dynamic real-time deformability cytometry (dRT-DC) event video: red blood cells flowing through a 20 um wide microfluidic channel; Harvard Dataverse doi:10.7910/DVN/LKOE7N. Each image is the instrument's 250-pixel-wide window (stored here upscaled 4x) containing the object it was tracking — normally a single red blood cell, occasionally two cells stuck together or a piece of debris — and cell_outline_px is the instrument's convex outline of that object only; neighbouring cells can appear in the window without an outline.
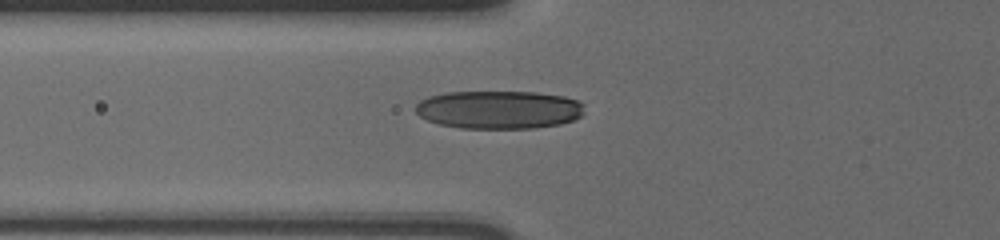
{"species": "human", "species_latin": "Homo sapiens", "temperature_condition": "cold", "stored_images_in_passage": 37, "camera_frame_rate_fps": 3000, "um_per_image_px": 0.085, "donor": {"sex": "male"}, "frame": {"image": 1, "passage_image": 2, "time_ms": 0.333, "image_size_px": [1000, 240], "cell_outline_px": [[584, 112], [580, 116], [572, 120], [560, 124], [536, 128], [460, 128], [440, 124], [428, 120], [420, 116], [416, 112], [416, 104], [420, 100], [428, 96], [444, 92], [536, 92], [564, 96], [576, 100], [584, 104]], "centroid_in_image_um": [42.4, 9.32], "position_along_channel_um": 83.4, "area_um2": 37.69}}
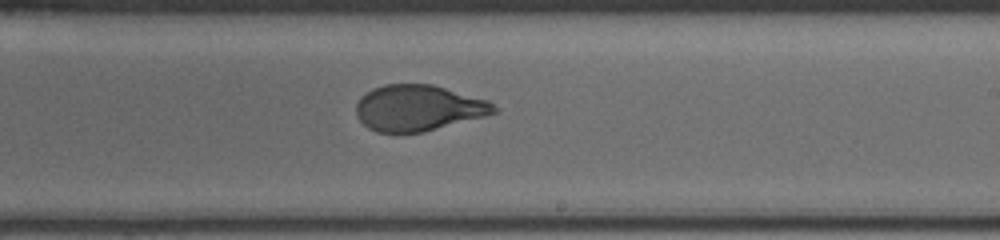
{"frame": {"image": 2, "passage_image": 16, "time_ms": 5.0, "image_size_px": [1000, 240], "cell_outline_px": [[500, 108], [496, 112], [484, 116], [424, 132], [376, 132], [368, 128], [356, 116], [356, 104], [360, 96], [372, 88], [384, 84], [432, 84], [488, 100]], "centroid_in_image_um": [35.54, 9.17], "position_along_channel_um": 253.5, "area_um2": 36.99}}
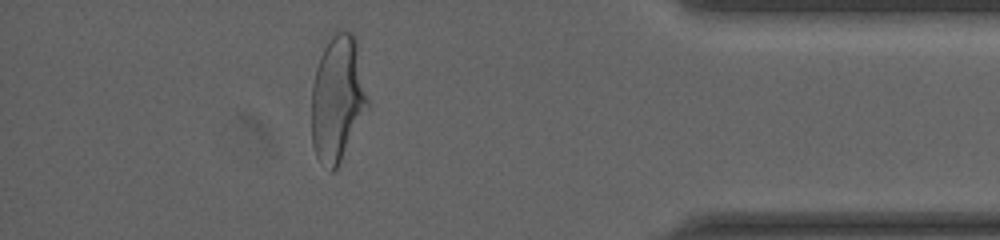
{"frame": {"image": 3, "passage_image": 31, "time_ms": 10.0, "image_size_px": [1000, 240], "cell_outline_px": [[368, 108], [336, 168], [332, 172], [316, 156], [312, 144], [312, 84], [316, 68], [320, 56], [328, 40], [336, 32], [352, 32], [356, 40], [368, 100]], "centroid_in_image_um": [28.68, 8.38], "position_along_channel_um": 406.5, "area_um2": 40.46}, "authors_computed_cell_mechanics": {"area_um2": 37.57, "velocity_mm_per_s": 3.6356, "shape_relaxation_time_tau1_ms": 6.3286, "shape_relaxation_time_tau2_ms": null, "deformation_change_tau1": 0.1984, "deformation_change_tau2": null}}